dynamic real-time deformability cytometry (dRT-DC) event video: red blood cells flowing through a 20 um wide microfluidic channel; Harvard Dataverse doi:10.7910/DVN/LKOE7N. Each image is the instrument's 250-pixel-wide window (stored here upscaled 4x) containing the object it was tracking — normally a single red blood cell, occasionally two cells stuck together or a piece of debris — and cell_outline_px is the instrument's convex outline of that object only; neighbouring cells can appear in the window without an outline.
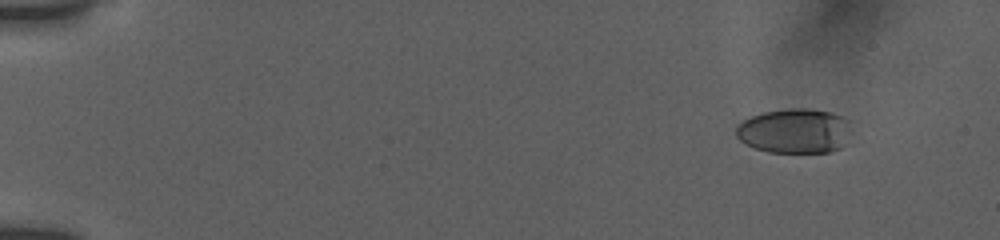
{"species": "human", "species_latin": "Homo sapiens", "temperature_condition": "room temperature", "stored_images_in_passage": 50, "camera_frame_rate_fps": 3000, "um_per_image_px": 0.085, "donor": {"sex": "female"}, "frame": {"image": 1, "passage_image": 1, "time_ms": 0.0, "image_size_px": [1000, 240], "cell_outline_px": [[848, 144], [832, 152], [768, 152], [744, 144], [736, 136], [736, 124], [752, 116], [764, 112], [792, 108], [804, 108], [832, 112], [848, 120]], "centroid_in_image_um": [67.53, 11.14], "position_along_channel_um": 17.5, "area_um2": 30.11}}
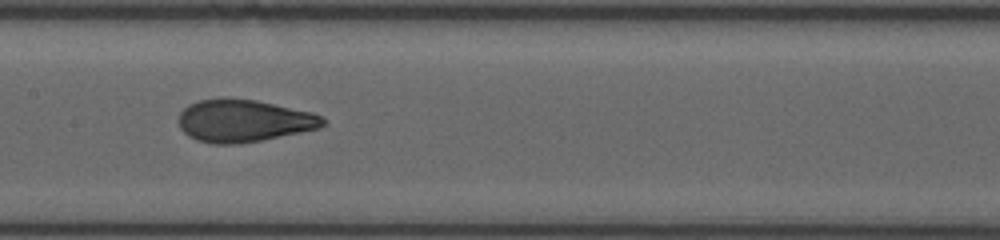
{"frame": {"image": 2, "passage_image": 25, "time_ms": 8.0, "image_size_px": [1000, 240], "cell_outline_px": [[328, 124], [320, 128], [260, 140], [236, 144], [212, 144], [196, 140], [188, 136], [180, 128], [180, 112], [188, 104], [200, 100], [256, 100], [312, 112], [324, 116], [328, 120]], "centroid_in_image_um": [20.77, 10.29], "position_along_channel_um": 186.6, "area_um2": 35.26}}
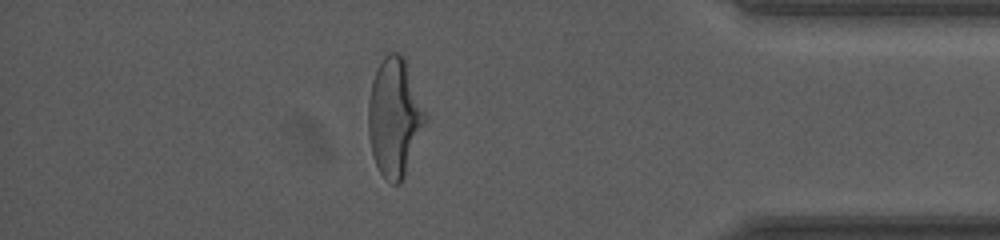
{"frame": {"image": 3, "passage_image": 44, "time_ms": 14.333, "image_size_px": [1000, 240], "cell_outline_px": [[428, 120], [404, 176], [400, 184], [392, 184], [380, 172], [376, 164], [372, 152], [368, 136], [368, 100], [372, 80], [376, 68], [384, 56], [388, 52], [400, 52], [404, 56], [428, 116]], "centroid_in_image_um": [33.54, 9.93], "position_along_channel_um": 401.7, "area_um2": 39.65}, "authors_computed_cell_mechanics": {"area_um2": 35.1424, "velocity_mm_per_s": 3.8553, "shape_relaxation_time_tau1_ms": 3.8578, "shape_relaxation_time_tau2_ms": 0.9934, "deformation_change_tau1": 0.2087, "deformation_change_tau2": 0.0783}}